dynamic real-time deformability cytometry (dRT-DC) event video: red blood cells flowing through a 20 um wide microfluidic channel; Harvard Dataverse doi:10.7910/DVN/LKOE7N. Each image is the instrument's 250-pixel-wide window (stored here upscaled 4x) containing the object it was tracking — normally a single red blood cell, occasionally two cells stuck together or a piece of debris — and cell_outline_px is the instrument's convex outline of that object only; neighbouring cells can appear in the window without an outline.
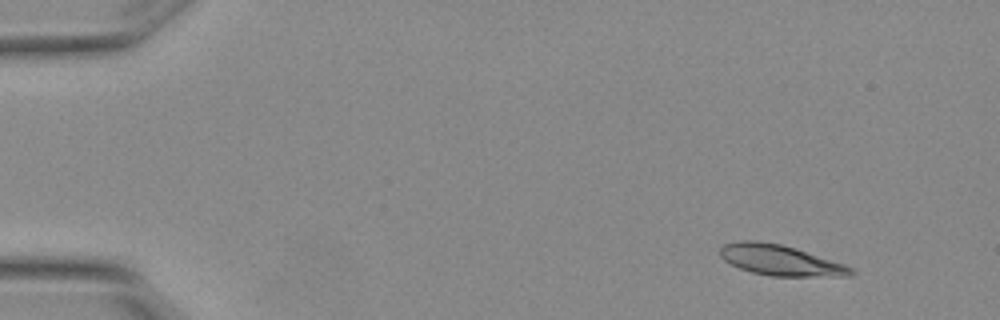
{"species": "Egyptian fruit bat (a non-hibernating species)", "species_latin": "Rousettus aegyptiacus", "temperature_condition": "warm", "stored_images_in_passage": 5, "camera_frame_rate_fps": 3000, "um_per_image_px": 0.085, "animal": {"sex": "female"}, "frame": {"image": 1, "passage_image": 2, "time_ms": 0.333, "image_size_px": [1000, 320], "cell_outline_px": [[856, 272], [852, 276], [772, 276], [752, 272], [740, 268], [724, 260], [720, 256], [720, 248], [724, 244], [740, 240], [756, 240], [780, 244], [796, 248], [844, 264], [852, 268]], "centroid_in_image_um": [66.33, 22.11], "position_along_channel_um": 18.7, "area_um2": 23.24}}
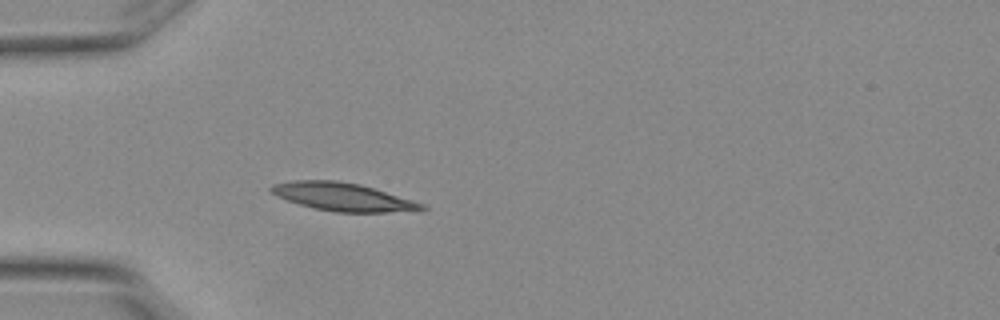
{"frame": {"image": 2, "passage_image": 5, "time_ms": 1.333, "image_size_px": [1000, 320], "cell_outline_px": [[428, 208], [388, 212], [336, 212], [312, 208], [276, 196], [268, 188], [272, 184], [292, 180], [336, 180], [360, 184], [424, 204]], "centroid_in_image_um": [29.05, 16.72], "position_along_channel_um": 56.0, "area_um2": 24.28}}